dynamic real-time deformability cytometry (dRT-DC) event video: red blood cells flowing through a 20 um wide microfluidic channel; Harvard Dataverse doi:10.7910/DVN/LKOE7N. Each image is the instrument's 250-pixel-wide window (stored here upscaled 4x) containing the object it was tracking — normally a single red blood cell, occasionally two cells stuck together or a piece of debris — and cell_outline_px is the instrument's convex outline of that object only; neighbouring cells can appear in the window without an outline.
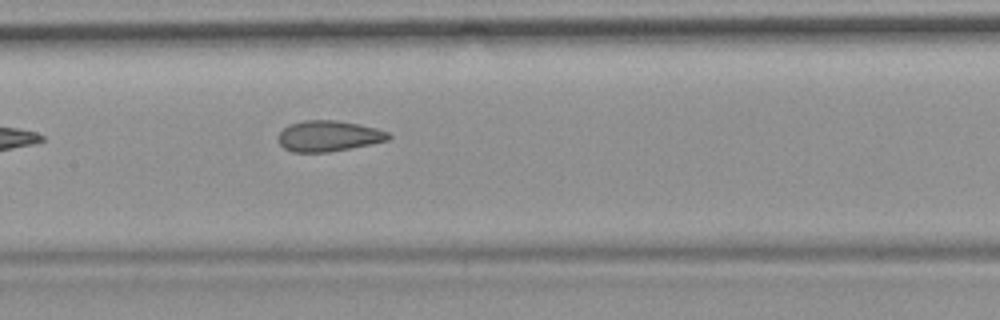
{"species": "common noctule bat (a hibernating species)", "species_latin": "Nyctalus noctula", "temperature_condition": "room temperature", "stored_images_in_passage": 6, "camera_frame_rate_fps": 3000, "um_per_image_px": 0.085, "animal": {"sex": "female", "body_mass_g": 19.9}, "frame": {"image": 1, "passage_image": 6, "time_ms": 7.0, "image_size_px": [1000, 320], "cell_outline_px": [[392, 136], [388, 140], [372, 144], [328, 152], [292, 152], [284, 148], [280, 144], [276, 136], [288, 124], [304, 120], [336, 120], [376, 128], [388, 132]], "centroid_in_image_um": [27.9, 11.56], "position_along_channel_um": 179.5, "area_um2": 19.83}}